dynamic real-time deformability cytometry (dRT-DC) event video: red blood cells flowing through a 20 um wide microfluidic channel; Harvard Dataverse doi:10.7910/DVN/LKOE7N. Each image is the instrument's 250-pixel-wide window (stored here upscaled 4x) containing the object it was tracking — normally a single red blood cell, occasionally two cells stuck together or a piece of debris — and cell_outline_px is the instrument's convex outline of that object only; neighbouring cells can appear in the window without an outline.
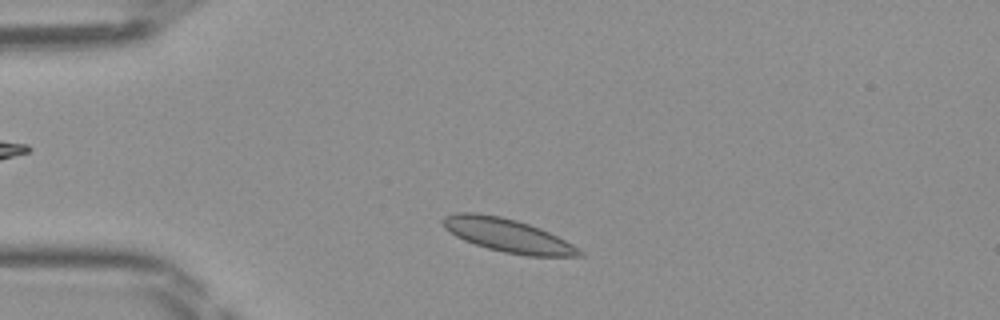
{"species": "Egyptian fruit bat (a non-hibernating species)", "species_latin": "Rousettus aegyptiacus", "temperature_condition": "room temperature", "stored_images_in_passage": 41, "camera_frame_rate_fps": 3000, "um_per_image_px": 0.085, "frame": {"image": 1, "passage_image": 4, "time_ms": 1.0, "image_size_px": [1000, 320], "cell_outline_px": [[584, 256], [528, 256], [504, 252], [488, 248], [464, 240], [456, 236], [444, 228], [440, 220], [444, 216], [456, 212], [476, 212], [500, 216], [516, 220], [540, 228], [572, 244], [584, 252]], "centroid_in_image_um": [43.11, 19.99], "position_along_channel_um": 41.9, "area_um2": 26.47}}
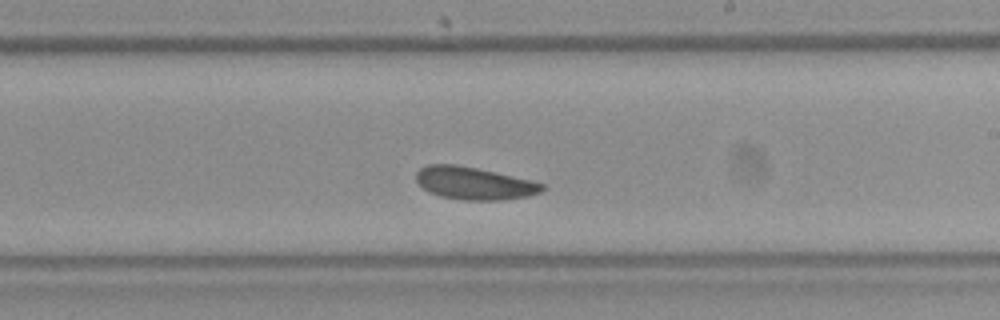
{"frame": {"image": 2, "passage_image": 21, "time_ms": 6.667, "image_size_px": [1000, 320], "cell_outline_px": [[544, 188], [540, 192], [528, 196], [500, 200], [464, 200], [440, 196], [428, 192], [416, 180], [416, 172], [420, 168], [428, 164], [456, 164], [476, 168], [532, 180], [544, 184]], "centroid_in_image_um": [40.28, 15.57], "position_along_channel_um": 248.7, "area_um2": 23.81}}
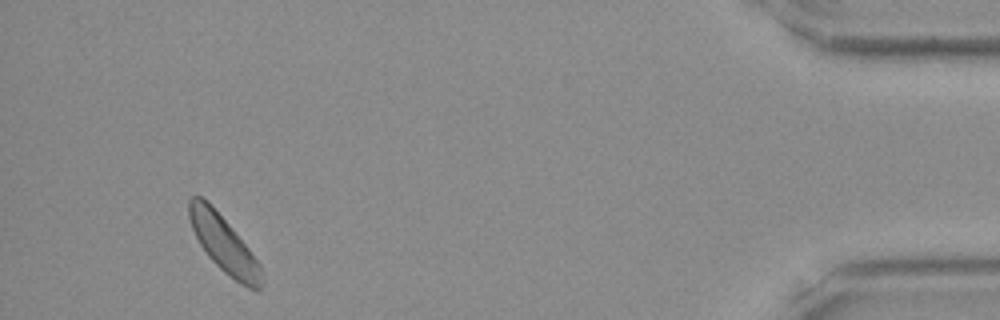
{"frame": {"image": 3, "passage_image": 38, "time_ms": 12.333, "image_size_px": [1000, 320], "cell_outline_px": [[260, 288], [248, 288], [240, 284], [224, 272], [208, 256], [200, 244], [192, 228], [188, 216], [188, 200], [192, 196], [200, 196], [228, 224], [248, 248], [260, 264]], "centroid_in_image_um": [18.97, 20.75], "position_along_channel_um": 416.2, "area_um2": 22.83}}